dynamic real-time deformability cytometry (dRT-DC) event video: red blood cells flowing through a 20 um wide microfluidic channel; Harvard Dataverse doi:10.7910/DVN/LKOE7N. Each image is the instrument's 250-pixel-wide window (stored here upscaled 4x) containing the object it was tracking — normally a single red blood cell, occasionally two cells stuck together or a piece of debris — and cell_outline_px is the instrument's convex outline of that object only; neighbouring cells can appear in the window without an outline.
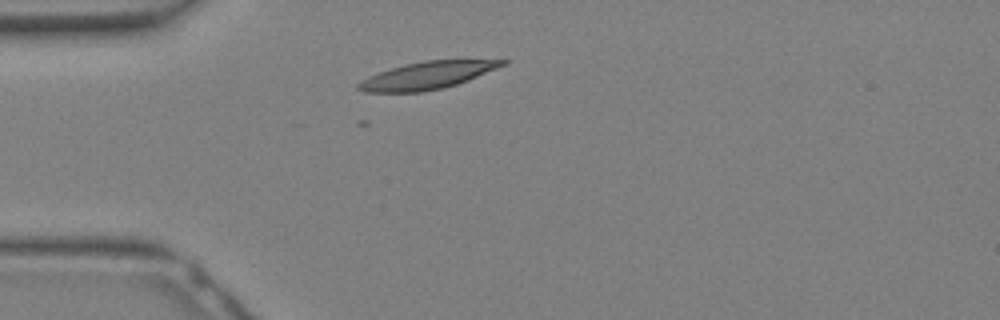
{"species": "Egyptian fruit bat (a non-hibernating species)", "species_latin": "Rousettus aegyptiacus", "temperature_condition": "warm", "stored_images_in_passage": 24, "camera_frame_rate_fps": 3000, "um_per_image_px": 0.085, "animal": {"sex": "female"}, "frame": {"image": 1, "passage_image": 1, "time_ms": 0.0, "image_size_px": [1000, 320], "cell_outline_px": [[508, 64], [468, 80], [444, 88], [420, 92], [364, 92], [356, 88], [356, 84], [360, 80], [368, 76], [404, 64], [424, 60], [508, 60]], "centroid_in_image_um": [36.29, 6.41], "position_along_channel_um": 48.7, "area_um2": 22.95}}
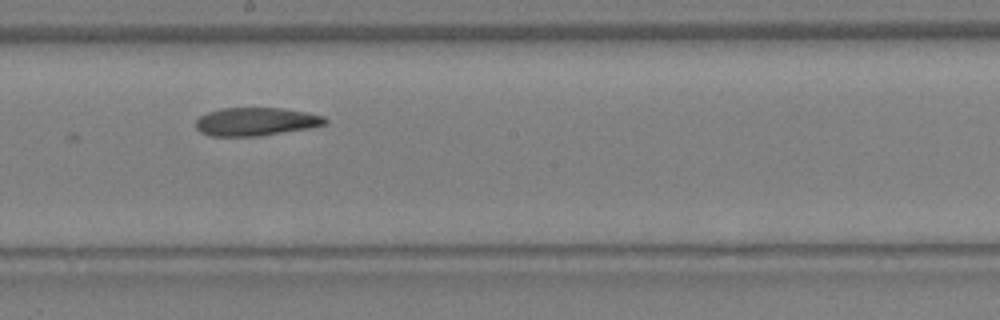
{"frame": {"image": 2, "passage_image": 10, "time_ms": 3.0, "image_size_px": [1000, 320], "cell_outline_px": [[328, 120], [324, 124], [308, 128], [256, 136], [212, 136], [200, 132], [196, 128], [196, 120], [200, 116], [208, 112], [220, 108], [284, 108], [324, 116]], "centroid_in_image_um": [21.71, 10.33], "position_along_channel_um": 226.5, "area_um2": 21.04}}
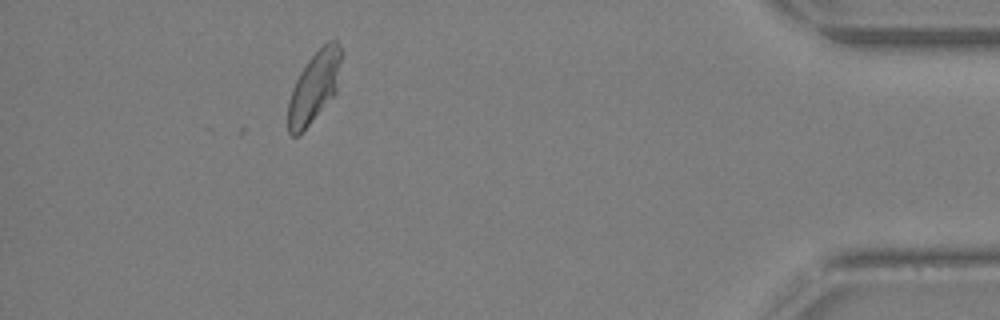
{"frame": {"image": 3, "passage_image": 21, "time_ms": 6.667, "image_size_px": [1000, 320], "cell_outline_px": [[344, 52], [336, 92], [300, 136], [292, 136], [288, 132], [288, 100], [292, 88], [300, 72], [308, 60], [328, 40], [336, 40], [340, 44]], "centroid_in_image_um": [26.73, 7.38], "position_along_channel_um": 408.5, "area_um2": 22.25}}